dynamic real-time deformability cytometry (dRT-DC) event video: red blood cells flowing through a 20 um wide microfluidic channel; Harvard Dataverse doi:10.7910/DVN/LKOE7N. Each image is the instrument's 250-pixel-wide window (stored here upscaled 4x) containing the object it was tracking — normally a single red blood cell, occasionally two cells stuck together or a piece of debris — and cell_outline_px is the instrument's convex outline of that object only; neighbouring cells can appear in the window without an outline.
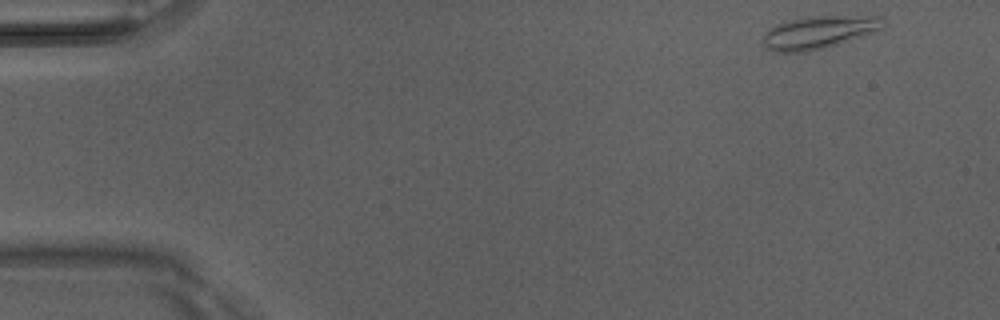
{"species": "Egyptian fruit bat (a non-hibernating species)", "species_latin": "Rousettus aegyptiacus", "temperature_condition": "room temperature", "stored_images_in_passage": 47, "camera_frame_rate_fps": 3000, "um_per_image_px": 0.085, "animal": {"sex": "male"}, "frame": {"image": 1, "passage_image": 1, "time_ms": 0.0, "image_size_px": [1000, 320], "cell_outline_px": [[884, 28], [836, 44], [804, 52], [776, 52], [768, 48], [764, 44], [764, 36], [776, 24], [792, 20], [812, 16], [880, 16], [884, 20]], "centroid_in_image_um": [69.63, 2.73], "position_along_channel_um": 15.4, "area_um2": 22.2}}
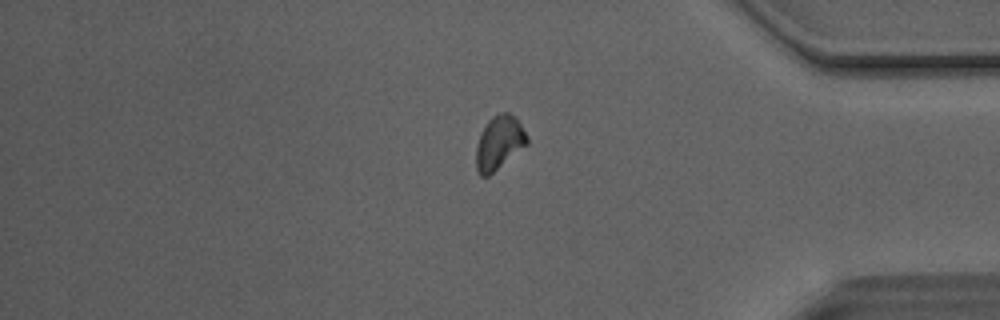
{"frame": {"image": 2, "passage_image": 39, "time_ms": 12.667, "image_size_px": [1000, 320], "cell_outline_px": [[528, 144], [488, 176], [480, 176], [476, 168], [476, 144], [488, 120], [492, 116], [500, 112], [508, 112], [516, 116], [528, 136]], "centroid_in_image_um": [42.44, 12.11], "position_along_channel_um": 392.8, "area_um2": 15.95}}
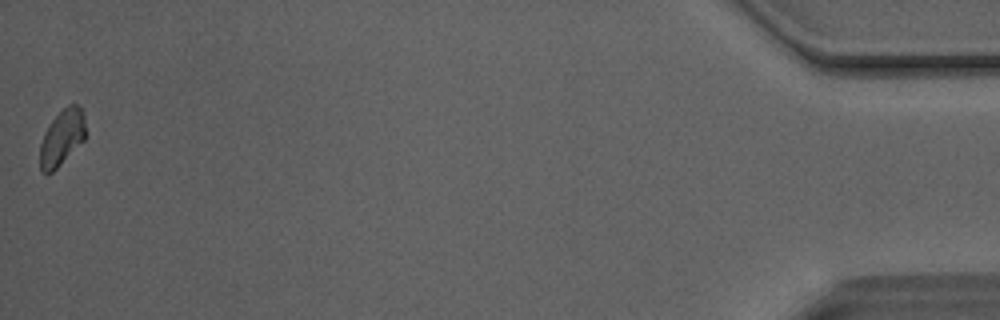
{"frame": {"image": 3, "passage_image": 47, "time_ms": 15.333, "image_size_px": [1000, 320], "cell_outline_px": [[84, 140], [48, 176], [40, 172], [40, 144], [44, 132], [48, 124], [68, 104], [76, 104], [84, 112]], "centroid_in_image_um": [5.23, 11.72], "position_along_channel_um": 430.0, "area_um2": 14.74}, "authors_computed_cell_mechanics": {"area_um2": 16.2418, "velocity_mm_per_s": 4.1042, "shape_relaxation_time_tau1_ms": null, "shape_relaxation_time_tau2_ms": 10.6222, "deformation_change_tau1": null, "deformation_change_tau2": 0.1791}}